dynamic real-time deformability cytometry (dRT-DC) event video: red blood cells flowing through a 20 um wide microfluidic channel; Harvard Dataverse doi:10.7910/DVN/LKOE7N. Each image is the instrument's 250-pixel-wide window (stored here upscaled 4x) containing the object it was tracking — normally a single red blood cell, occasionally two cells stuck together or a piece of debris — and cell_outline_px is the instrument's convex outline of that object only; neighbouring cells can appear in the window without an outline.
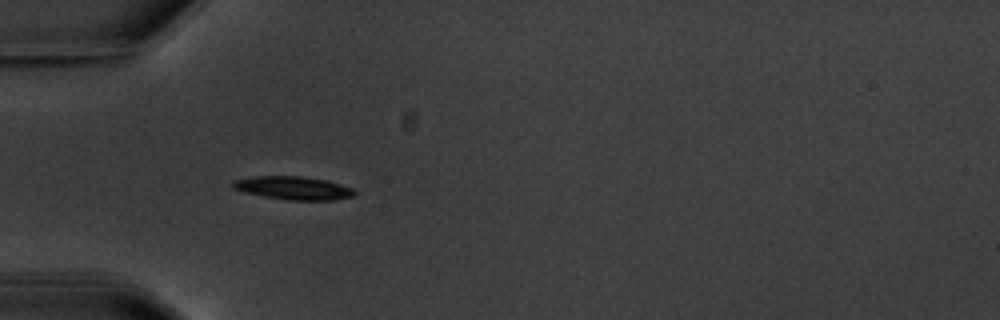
{"species": "common noctule bat (a hibernating species)", "species_latin": "Nyctalus noctula", "temperature_condition": "warm", "stored_images_in_passage": 3, "camera_frame_rate_fps": 3000, "um_per_image_px": 0.085, "animal": {"sex": "male", "body_mass_g": 20.1, "forearm_length_mm": 53.5}, "frame": {"image": 1, "passage_image": 1, "time_ms": 0.0, "image_size_px": [1000, 320], "cell_outline_px": [[356, 192], [352, 196], [336, 200], [288, 200], [264, 196], [244, 192], [232, 188], [232, 180], [252, 176], [300, 176], [328, 180], [352, 188]], "centroid_in_image_um": [24.91, 15.97], "position_along_channel_um": 60.1, "area_um2": 16.53}}